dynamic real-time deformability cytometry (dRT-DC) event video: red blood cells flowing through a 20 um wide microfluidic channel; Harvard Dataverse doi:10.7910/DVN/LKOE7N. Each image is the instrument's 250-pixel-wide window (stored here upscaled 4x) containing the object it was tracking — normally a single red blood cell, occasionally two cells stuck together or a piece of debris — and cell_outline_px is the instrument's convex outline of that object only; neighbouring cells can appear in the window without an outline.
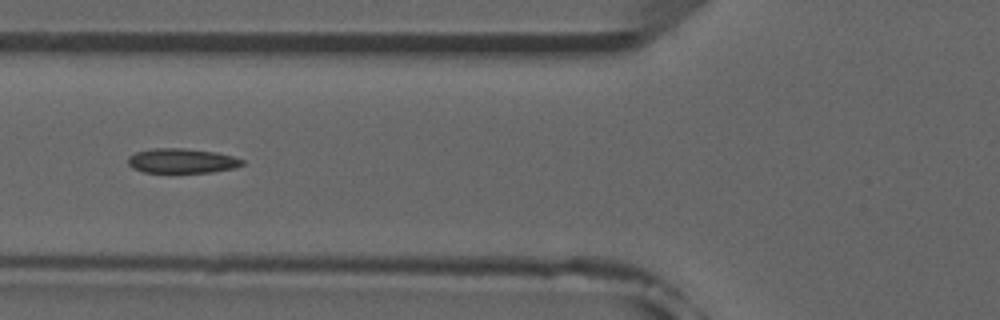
{"species": "common noctule bat (a hibernating species)", "species_latin": "Nyctalus noctula", "temperature_condition": "room temperature", "stored_images_in_passage": 6, "camera_frame_rate_fps": 3000, "um_per_image_px": 0.085, "animal": {"sex": "male", "forearm_length_mm": 52.5}, "frame": {"image": 1, "passage_image": 6, "time_ms": 6.333, "image_size_px": [1000, 320], "cell_outline_px": [[244, 164], [236, 168], [212, 172], [144, 172], [132, 168], [128, 164], [128, 156], [136, 152], [156, 148], [184, 148], [216, 152], [232, 156], [244, 160]], "centroid_in_image_um": [15.47, 13.67], "position_along_channel_um": 110.3, "area_um2": 16.42}}